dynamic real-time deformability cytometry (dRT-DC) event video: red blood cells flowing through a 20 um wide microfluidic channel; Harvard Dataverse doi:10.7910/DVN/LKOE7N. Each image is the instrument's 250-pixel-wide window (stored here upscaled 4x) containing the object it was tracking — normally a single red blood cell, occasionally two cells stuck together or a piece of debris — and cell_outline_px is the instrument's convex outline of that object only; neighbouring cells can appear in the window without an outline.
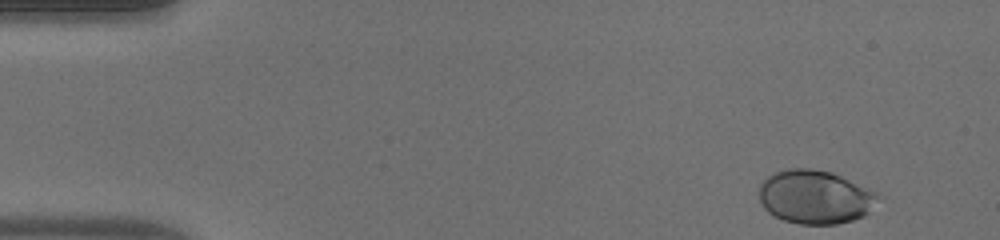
{"species": "human", "species_latin": "Homo sapiens", "temperature_condition": "warm", "stored_images_in_passage": 48, "camera_frame_rate_fps": 3000, "um_per_image_px": 0.085, "donor": {"sex": "male"}, "frame": {"image": 1, "passage_image": 1, "time_ms": 0.0, "image_size_px": [1000, 240], "cell_outline_px": [[884, 196], [864, 216], [852, 220], [836, 224], [800, 224], [784, 220], [768, 212], [764, 208], [760, 200], [760, 184], [768, 176], [776, 172], [788, 168], [808, 168], [832, 172], [880, 192]], "centroid_in_image_um": [69.35, 16.73], "position_along_channel_um": 15.6, "area_um2": 37.51}}
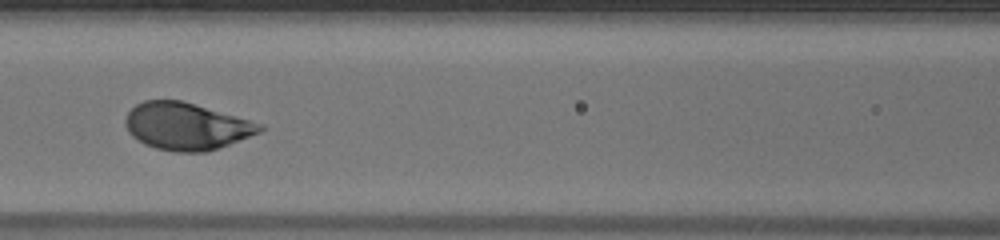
{"frame": {"image": 2, "passage_image": 20, "time_ms": 6.333, "image_size_px": [1000, 240], "cell_outline_px": [[264, 128], [260, 132], [228, 144], [204, 152], [176, 152], [156, 148], [144, 144], [132, 136], [128, 132], [124, 124], [124, 120], [128, 112], [136, 104], [144, 100], [180, 100], [264, 124]], "centroid_in_image_um": [15.8, 10.73], "position_along_channel_um": 150.8, "area_um2": 36.65}}
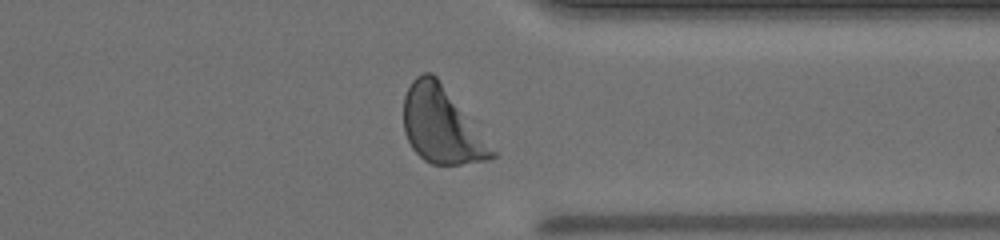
{"frame": {"image": 3, "passage_image": 37, "time_ms": 12.0, "image_size_px": [1000, 240], "cell_outline_px": [[496, 156], [488, 160], [460, 164], [432, 164], [424, 160], [412, 148], [404, 132], [404, 96], [412, 80], [416, 76], [424, 72], [432, 72], [436, 76], [496, 152]], "centroid_in_image_um": [37.5, 10.65], "position_along_channel_um": 373.9, "area_um2": 38.55}, "authors_computed_cell_mechanics": {"area_um2": 37.1365, "velocity_mm_per_s": 3.9913, "shape_relaxation_time_tau1_ms": 1.8644, "shape_relaxation_time_tau2_ms": null, "deformation_change_tau1": 0.1491, "deformation_change_tau2": null}}